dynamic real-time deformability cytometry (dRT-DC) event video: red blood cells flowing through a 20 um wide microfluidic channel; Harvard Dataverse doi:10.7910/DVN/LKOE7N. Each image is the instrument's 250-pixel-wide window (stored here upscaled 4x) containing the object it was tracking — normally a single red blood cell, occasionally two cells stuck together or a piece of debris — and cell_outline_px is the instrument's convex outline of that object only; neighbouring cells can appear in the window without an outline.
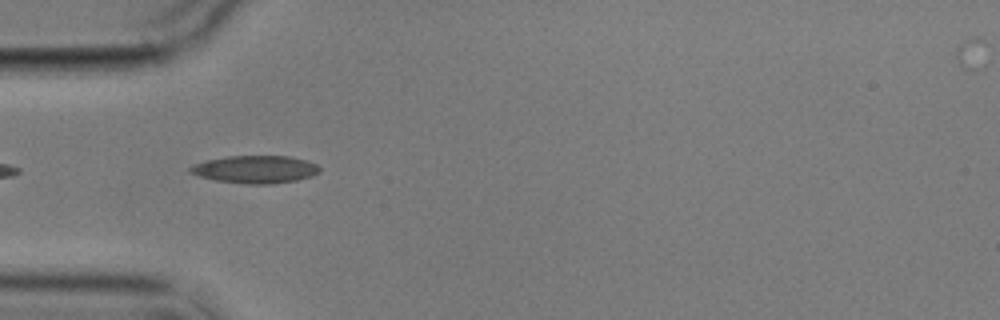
{"species": "common noctule bat (a hibernating species)", "species_latin": "Nyctalus noctula", "temperature_condition": "cold", "stored_images_in_passage": 5, "camera_frame_rate_fps": 3000, "um_per_image_px": 0.085, "animal": {"sex": "male", "body_mass_g": 17.9}, "frame": {"image": 1, "passage_image": 5, "time_ms": 4.667, "image_size_px": [1000, 320], "cell_outline_px": [[320, 172], [312, 176], [296, 180], [272, 184], [248, 184], [216, 180], [200, 176], [188, 172], [188, 168], [196, 164], [208, 160], [228, 156], [288, 156], [304, 160], [316, 164], [320, 168]], "centroid_in_image_um": [21.72, 14.4], "position_along_channel_um": 63.3, "area_um2": 20.63}}